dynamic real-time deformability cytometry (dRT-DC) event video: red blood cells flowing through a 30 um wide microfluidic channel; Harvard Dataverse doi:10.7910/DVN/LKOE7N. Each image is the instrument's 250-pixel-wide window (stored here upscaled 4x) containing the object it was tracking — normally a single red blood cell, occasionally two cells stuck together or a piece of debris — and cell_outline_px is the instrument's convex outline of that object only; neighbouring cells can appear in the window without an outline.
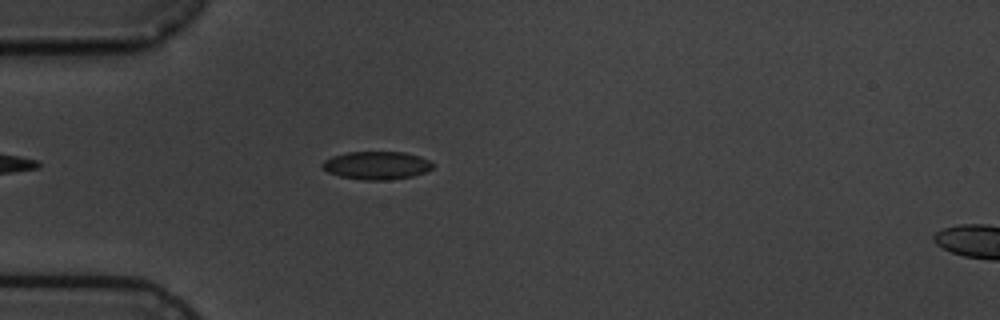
{"species": "common noctule bat (a hibernating species)", "species_latin": "Nyctalus noctula", "temperature_condition": "cold", "stored_images_in_passage": 3, "camera_frame_rate_fps": 3000, "um_per_image_px": 0.085, "animal": {"sex": "male", "body_mass_g": 19.5, "forearm_length_mm": 54.6}, "frame": {"image": 1, "passage_image": 1, "time_ms": 0.0, "image_size_px": [1000, 320], "cell_outline_px": [[432, 168], [424, 172], [412, 176], [388, 180], [360, 180], [340, 176], [328, 172], [320, 164], [324, 160], [332, 156], [348, 152], [404, 152], [420, 156], [428, 160], [432, 164]], "centroid_in_image_um": [31.98, 14.06], "position_along_channel_um": 53.0, "area_um2": 17.98}}
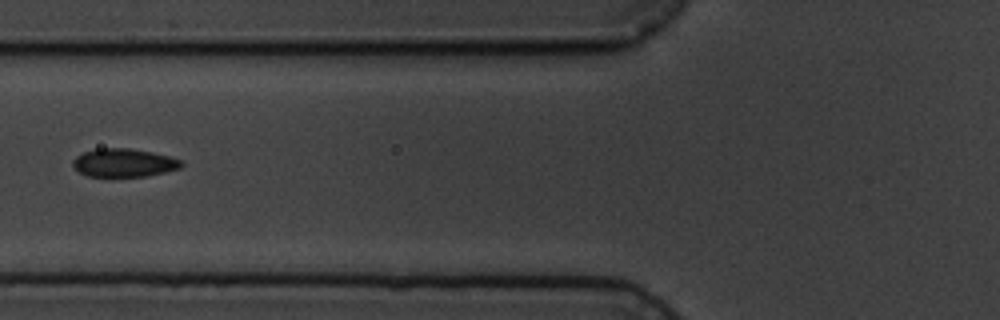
{"frame": {"image": 2, "passage_image": 3, "time_ms": 2.0, "image_size_px": [1000, 320], "cell_outline_px": [[184, 164], [180, 168], [148, 176], [112, 180], [88, 176], [80, 172], [72, 164], [72, 160], [76, 156], [84, 152], [96, 148], [128, 148], [152, 152], [168, 156], [180, 160]], "centroid_in_image_um": [10.49, 13.89], "position_along_channel_um": 115.3, "area_um2": 18.61}}